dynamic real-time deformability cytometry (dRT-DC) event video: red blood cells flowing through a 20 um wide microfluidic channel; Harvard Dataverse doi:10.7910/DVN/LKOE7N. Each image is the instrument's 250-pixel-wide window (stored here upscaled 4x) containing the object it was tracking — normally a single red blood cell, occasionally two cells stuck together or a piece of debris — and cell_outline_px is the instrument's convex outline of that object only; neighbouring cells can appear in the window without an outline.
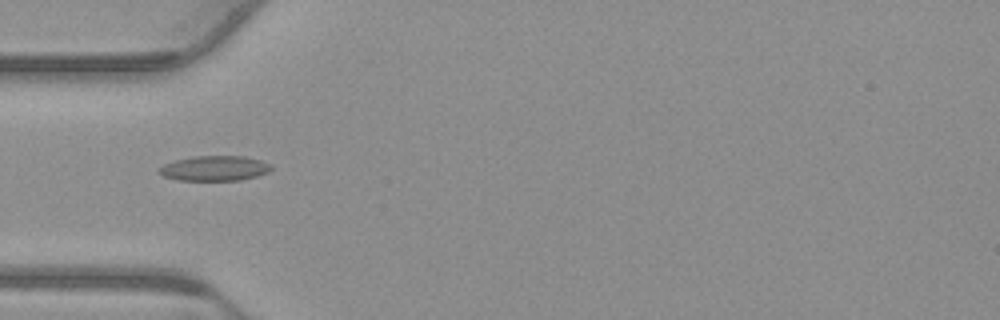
{"species": "common noctule bat (a hibernating species)", "species_latin": "Nyctalus noctula", "temperature_condition": "warm", "stored_images_in_passage": 46, "camera_frame_rate_fps": 3000, "um_per_image_px": 0.085, "animal": {"sex": "male", "body_mass_g": 23.1, "forearm_length_mm": 52.7}, "frame": {"image": 1, "passage_image": 9, "time_ms": 2.667, "image_size_px": [1000, 320], "cell_outline_px": [[272, 168], [268, 172], [256, 176], [240, 180], [180, 180], [164, 176], [156, 172], [156, 168], [164, 164], [176, 160], [192, 156], [244, 156], [260, 160], [272, 164]], "centroid_in_image_um": [18.21, 14.3], "position_along_channel_um": 66.8, "area_um2": 16.42}}
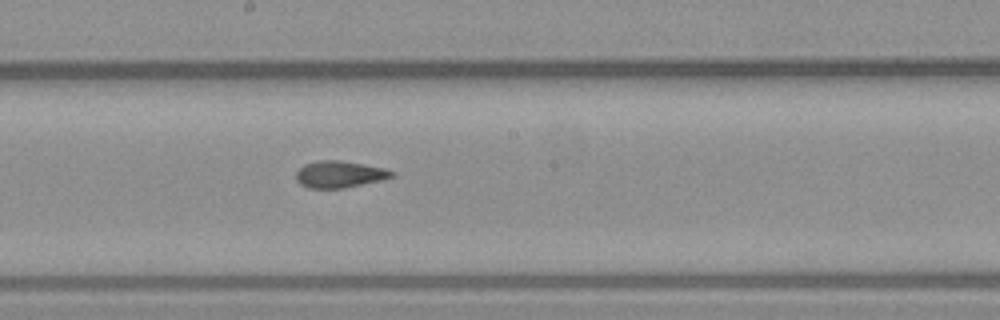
{"frame": {"image": 2, "passage_image": 21, "time_ms": 6.667, "image_size_px": [1000, 320], "cell_outline_px": [[396, 172], [392, 176], [380, 180], [344, 188], [308, 188], [300, 184], [296, 180], [296, 172], [304, 164], [316, 160], [340, 160], [364, 164], [384, 168]], "centroid_in_image_um": [28.82, 14.8], "position_along_channel_um": 219.4, "area_um2": 14.91}}
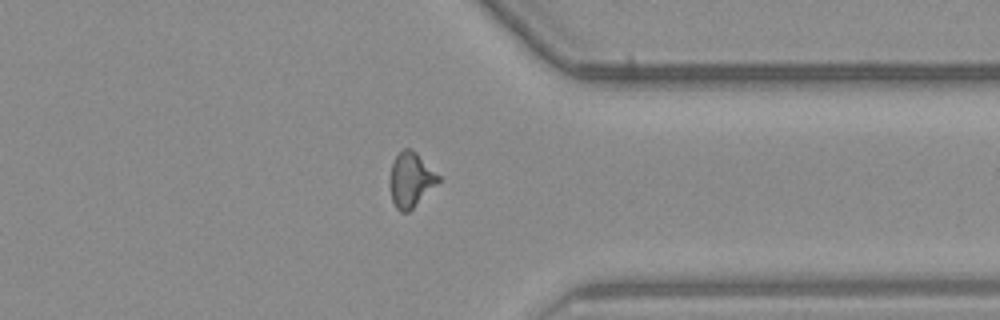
{"frame": {"image": 3, "passage_image": 34, "time_ms": 11.0, "image_size_px": [1000, 320], "cell_outline_px": [[440, 180], [408, 212], [400, 212], [396, 208], [392, 200], [388, 180], [392, 164], [396, 156], [404, 148], [412, 148], [440, 176]], "centroid_in_image_um": [34.88, 15.26], "position_along_channel_um": 376.5, "area_um2": 15.32}, "authors_computed_cell_mechanics": {"area_um2": 15.1436, "velocity_mm_per_s": 3.7919, "shape_relaxation_time_tau1_ms": null, "shape_relaxation_time_tau2_ms": 3.0909, "deformation_change_tau1": null, "deformation_change_tau2": 0.0908}}